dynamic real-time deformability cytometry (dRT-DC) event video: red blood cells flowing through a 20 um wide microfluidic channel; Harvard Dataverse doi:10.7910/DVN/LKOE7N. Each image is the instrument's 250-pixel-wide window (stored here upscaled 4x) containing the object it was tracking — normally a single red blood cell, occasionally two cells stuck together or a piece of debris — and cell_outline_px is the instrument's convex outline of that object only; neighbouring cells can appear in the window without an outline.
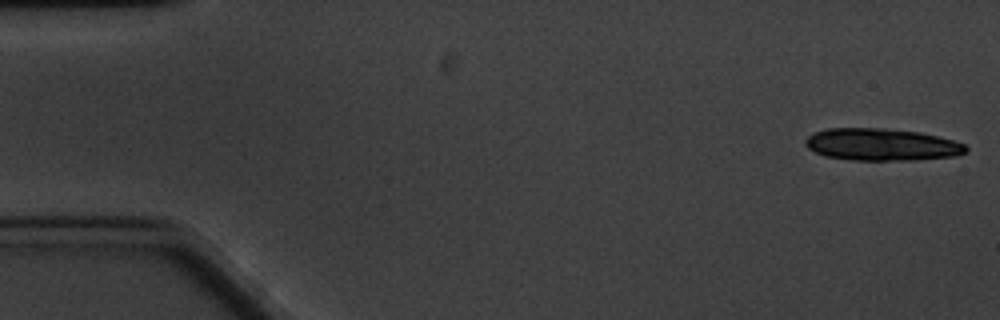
{"species": "common noctule bat (a hibernating species)", "species_latin": "Nyctalus noctula", "temperature_condition": "cold", "stored_images_in_passage": 16, "camera_frame_rate_fps": 3000, "um_per_image_px": 0.085, "animal": {"sex": "male", "body_mass_g": 20.1, "forearm_length_mm": 53.5}, "frame": {"image": 1, "passage_image": 1, "time_ms": 0.0, "image_size_px": [1000, 320], "cell_outline_px": [[968, 152], [956, 156], [916, 160], [856, 160], [824, 156], [808, 148], [804, 144], [804, 140], [812, 132], [828, 128], [884, 128], [920, 132], [952, 140], [964, 144], [968, 148]], "centroid_in_image_um": [74.93, 12.29], "position_along_channel_um": 10.1, "area_um2": 30.23}}